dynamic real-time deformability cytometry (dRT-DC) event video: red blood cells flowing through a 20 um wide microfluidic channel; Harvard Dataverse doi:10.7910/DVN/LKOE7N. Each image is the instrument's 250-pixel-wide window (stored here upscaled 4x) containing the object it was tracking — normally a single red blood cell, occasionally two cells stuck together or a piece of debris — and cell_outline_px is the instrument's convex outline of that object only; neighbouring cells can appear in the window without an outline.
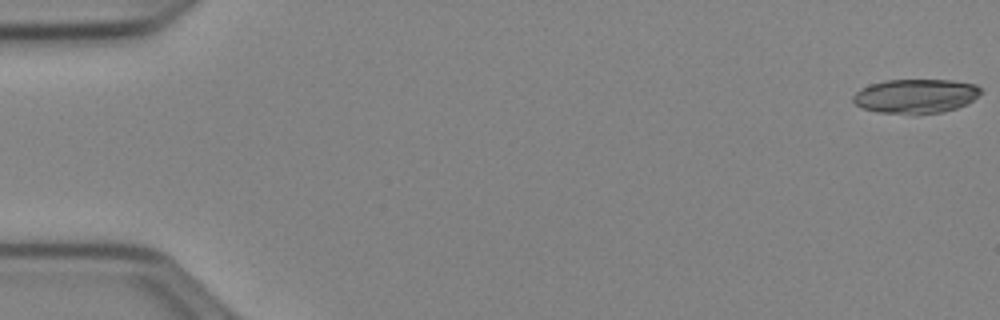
{"species": "Egyptian fruit bat (a non-hibernating species)", "species_latin": "Rousettus aegyptiacus", "temperature_condition": "cold", "stored_images_in_passage": 52, "camera_frame_rate_fps": 3000, "um_per_image_px": 0.085, "animal": {"sex": "female"}, "frame": {"image": 1, "passage_image": 1, "time_ms": 0.0, "image_size_px": [1000, 320], "cell_outline_px": [[980, 92], [972, 100], [956, 108], [944, 112], [880, 112], [864, 108], [856, 104], [852, 100], [852, 96], [860, 88], [884, 80], [952, 80], [976, 84], [980, 88]], "centroid_in_image_um": [77.82, 8.13], "position_along_channel_um": 7.2, "area_um2": 24.8}}
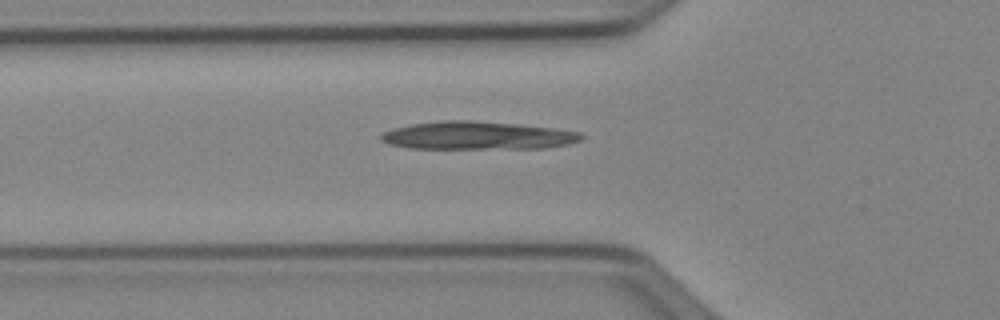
{"frame": {"image": 2, "passage_image": 19, "time_ms": 6.0, "image_size_px": [1000, 320], "cell_outline_px": [[584, 136], [580, 140], [568, 144], [544, 148], [408, 148], [388, 144], [380, 140], [380, 136], [384, 132], [392, 128], [412, 124], [444, 120], [472, 120], [520, 124], [552, 128], [580, 132]], "centroid_in_image_um": [40.56, 11.51], "position_along_channel_um": 85.2, "area_um2": 32.66}}
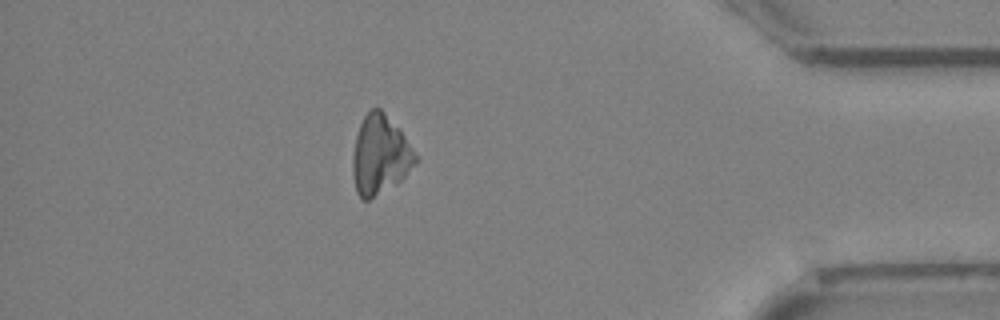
{"frame": {"image": 3, "passage_image": 46, "time_ms": 15.0, "image_size_px": [1000, 320], "cell_outline_px": [[416, 164], [396, 184], [368, 200], [364, 200], [356, 192], [352, 176], [352, 156], [356, 136], [360, 124], [364, 116], [372, 108], [380, 108], [400, 128], [416, 156]], "centroid_in_image_um": [32.28, 13.17], "position_along_channel_um": 402.9, "area_um2": 28.78}}